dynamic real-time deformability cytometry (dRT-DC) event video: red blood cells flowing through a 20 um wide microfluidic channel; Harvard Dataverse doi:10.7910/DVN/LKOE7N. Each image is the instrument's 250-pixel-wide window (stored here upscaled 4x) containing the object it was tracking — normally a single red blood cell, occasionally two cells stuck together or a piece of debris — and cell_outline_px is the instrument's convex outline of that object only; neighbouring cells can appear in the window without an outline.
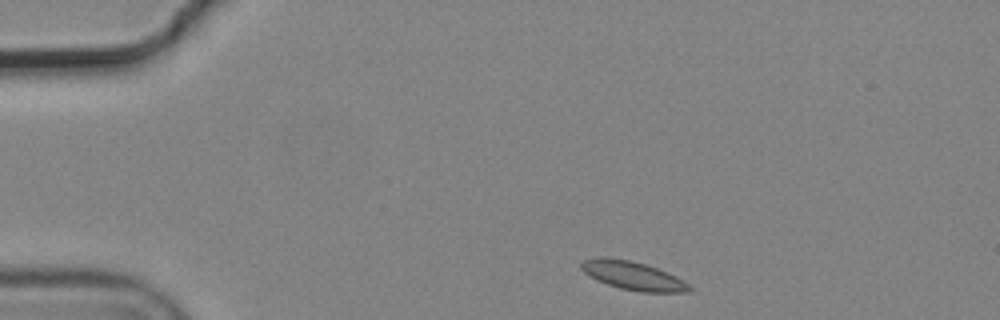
{"species": "common noctule bat (a hibernating species)", "species_latin": "Nyctalus noctula", "temperature_condition": "cold", "stored_images_in_passage": 4, "camera_frame_rate_fps": 3000, "um_per_image_px": 0.085, "animal": {"sex": "male", "body_mass_g": 19.2, "forearm_length_mm": 51.8}, "frame": {"image": 1, "passage_image": 1, "time_ms": 0.0, "image_size_px": [1000, 320], "cell_outline_px": [[692, 292], [640, 292], [620, 288], [596, 280], [584, 272], [580, 268], [580, 264], [584, 260], [632, 260], [668, 272], [676, 276], [688, 284], [692, 288]], "centroid_in_image_um": [53.89, 23.48], "position_along_channel_um": 31.1, "area_um2": 17.28}}
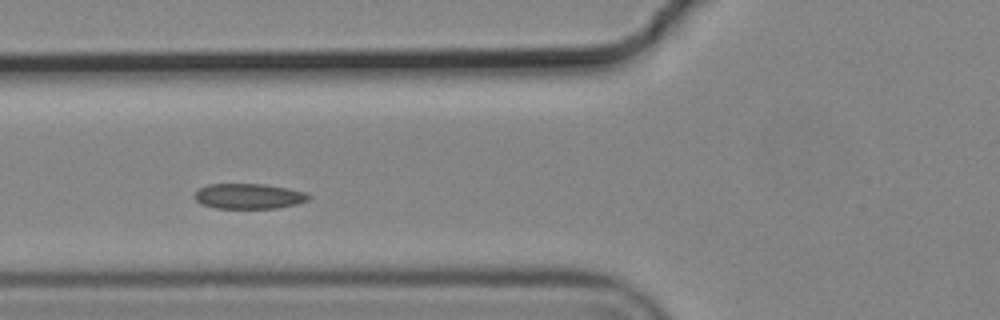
{"frame": {"image": 2, "passage_image": 4, "time_ms": 1.0, "image_size_px": [1000, 320], "cell_outline_px": [[312, 196], [308, 200], [296, 204], [276, 208], [216, 208], [200, 204], [192, 196], [200, 188], [208, 184], [264, 184], [288, 188], [304, 192]], "centroid_in_image_um": [21.12, 16.67], "position_along_channel_um": 104.7, "area_um2": 16.82}}